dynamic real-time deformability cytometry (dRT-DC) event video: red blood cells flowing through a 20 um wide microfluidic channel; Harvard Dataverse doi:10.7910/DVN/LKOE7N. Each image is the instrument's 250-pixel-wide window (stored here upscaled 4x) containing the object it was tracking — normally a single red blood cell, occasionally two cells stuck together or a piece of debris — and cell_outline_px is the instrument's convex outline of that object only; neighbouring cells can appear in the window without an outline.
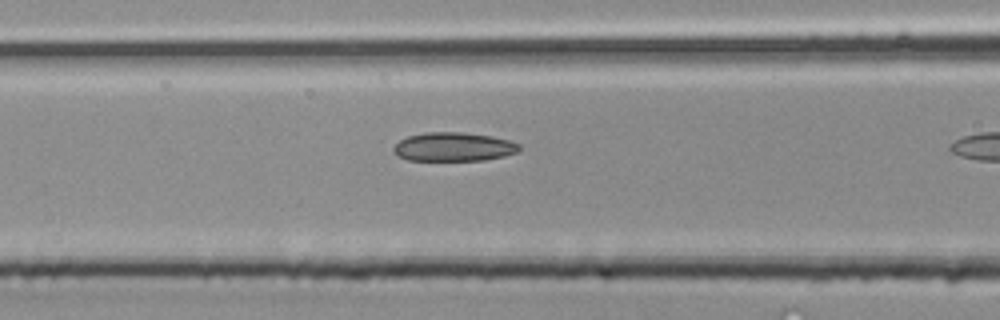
{"species": "common noctule bat (a hibernating species)", "species_latin": "Nyctalus noctula", "temperature_condition": "room temperature", "stored_images_in_passage": 9, "camera_frame_rate_fps": 3000, "um_per_image_px": 0.085, "animal": {"sex": "male", "body_mass_g": 20.4}, "frame": {"image": 1, "passage_image": 8, "time_ms": 2.333, "image_size_px": [1000, 320], "cell_outline_px": [[520, 148], [516, 152], [504, 156], [484, 160], [408, 160], [396, 156], [392, 152], [392, 148], [400, 140], [408, 136], [428, 132], [460, 132], [492, 136], [508, 140], [520, 144]], "centroid_in_image_um": [38.52, 12.48], "position_along_channel_um": 128.1, "area_um2": 21.1}}